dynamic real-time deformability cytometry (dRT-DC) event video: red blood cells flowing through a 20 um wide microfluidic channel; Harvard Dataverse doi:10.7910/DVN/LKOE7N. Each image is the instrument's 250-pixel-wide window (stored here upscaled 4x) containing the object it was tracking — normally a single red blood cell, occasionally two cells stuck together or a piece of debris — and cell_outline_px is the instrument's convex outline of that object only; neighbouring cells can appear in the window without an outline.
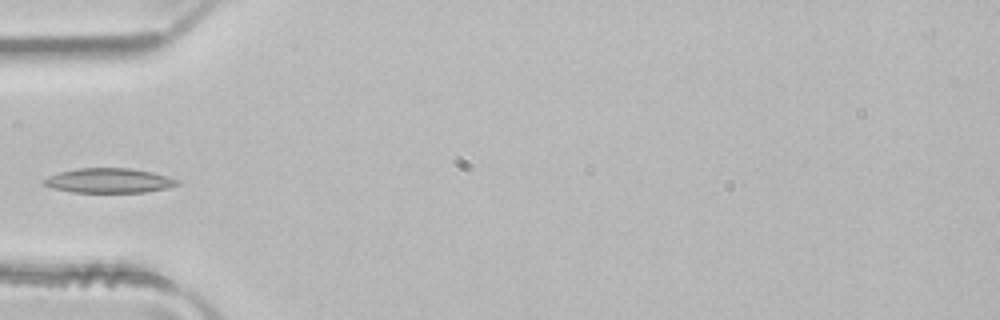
{"species": "common noctule bat (a hibernating species)", "species_latin": "Nyctalus noctula", "temperature_condition": "room temperature", "stored_images_in_passage": 3, "camera_frame_rate_fps": 3000, "um_per_image_px": 0.085, "animal": {"sex": "male", "body_mass_g": 21.5, "forearm_length_mm": 52.0}, "frame": {"image": 1, "passage_image": 3, "time_ms": 0.667, "image_size_px": [1000, 320], "cell_outline_px": [[180, 184], [168, 188], [144, 192], [72, 192], [52, 188], [44, 184], [40, 180], [48, 176], [60, 172], [76, 168], [132, 168], [152, 172], [168, 176], [180, 180]], "centroid_in_image_um": [9.27, 15.34], "position_along_channel_um": 75.7, "area_um2": 19.31}}